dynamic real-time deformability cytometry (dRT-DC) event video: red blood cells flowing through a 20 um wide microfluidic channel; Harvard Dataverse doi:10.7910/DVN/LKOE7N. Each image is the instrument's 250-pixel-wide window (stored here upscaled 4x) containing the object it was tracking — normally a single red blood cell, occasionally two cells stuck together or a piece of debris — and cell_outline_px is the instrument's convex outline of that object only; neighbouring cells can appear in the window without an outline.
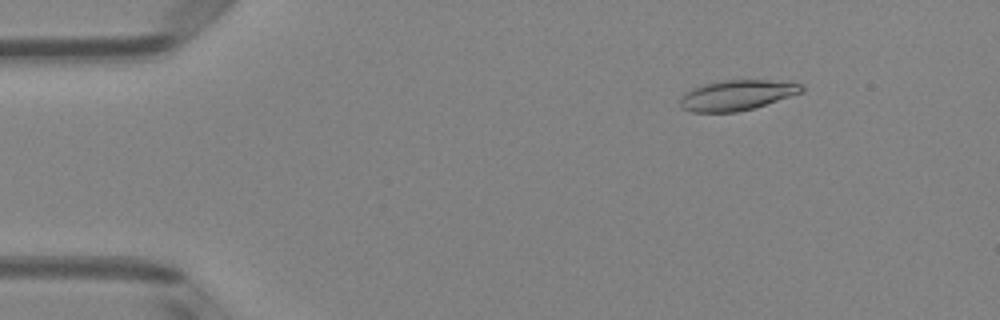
{"species": "Egyptian fruit bat (a non-hibernating species)", "species_latin": "Rousettus aegyptiacus", "temperature_condition": "room temperature", "stored_images_in_passage": 51, "camera_frame_rate_fps": 3000, "um_per_image_px": 0.085, "animal": {"sex": "female"}, "frame": {"image": 1, "passage_image": 7, "time_ms": 2.0, "image_size_px": [1000, 320], "cell_outline_px": [[804, 92], [752, 108], [736, 112], [692, 112], [680, 108], [680, 100], [684, 92], [692, 88], [716, 80], [768, 80], [804, 84]], "centroid_in_image_um": [62.61, 8.08], "position_along_channel_um": 22.4, "area_um2": 21.5}}
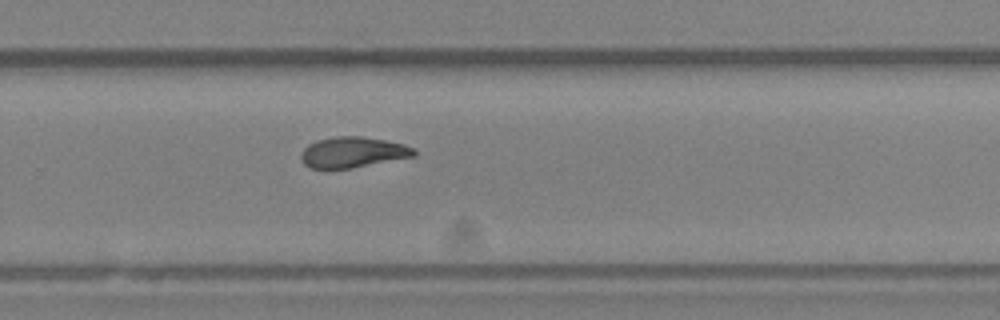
{"frame": {"image": 2, "passage_image": 34, "time_ms": 11.0, "image_size_px": [1000, 320], "cell_outline_px": [[416, 156], [352, 168], [308, 168], [300, 160], [300, 152], [308, 144], [316, 140], [336, 136], [360, 136], [384, 140], [404, 144], [416, 148]], "centroid_in_image_um": [29.98, 12.94], "position_along_channel_um": 299.8, "area_um2": 20.4}}
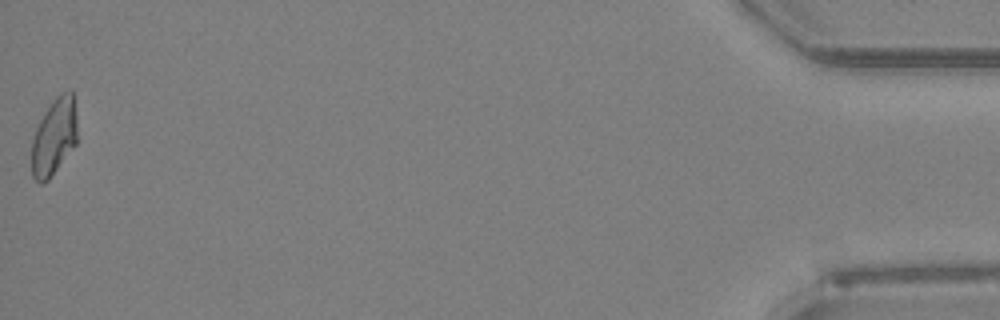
{"frame": {"image": 3, "passage_image": 51, "time_ms": 16.667, "image_size_px": [1000, 320], "cell_outline_px": [[76, 144], [48, 180], [40, 184], [32, 176], [32, 136], [44, 112], [52, 100], [60, 92], [72, 88], [76, 112]], "centroid_in_image_um": [4.6, 11.58], "position_along_channel_um": 430.6, "area_um2": 20.58}, "authors_computed_cell_mechanics": {"area_um2": 20.7502, "velocity_mm_per_s": 3.996, "shape_relaxation_time_tau1_ms": null, "shape_relaxation_time_tau2_ms": 5.9889, "deformation_change_tau1": null, "deformation_change_tau2": 0.1327}}